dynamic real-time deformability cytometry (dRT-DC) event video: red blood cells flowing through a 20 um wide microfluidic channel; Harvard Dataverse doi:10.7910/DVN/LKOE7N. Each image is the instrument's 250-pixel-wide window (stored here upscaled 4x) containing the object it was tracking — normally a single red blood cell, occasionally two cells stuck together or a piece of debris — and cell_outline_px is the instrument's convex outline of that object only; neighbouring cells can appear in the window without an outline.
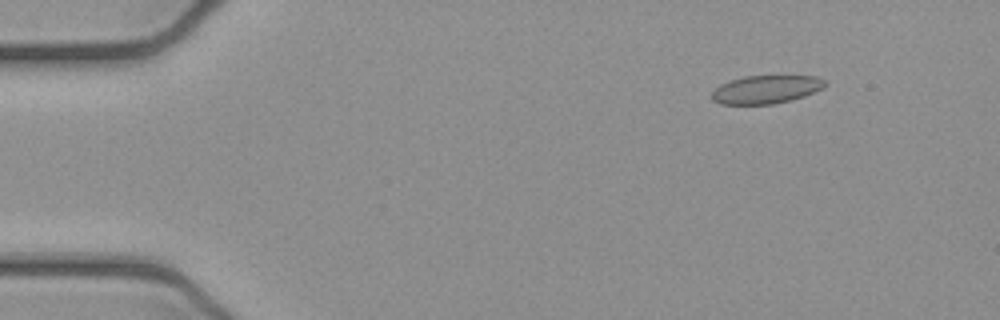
{"species": "common noctule bat (a hibernating species)", "species_latin": "Nyctalus noctula", "temperature_condition": "cold", "stored_images_in_passage": 48, "camera_frame_rate_fps": 3000, "um_per_image_px": 0.085, "animal": {"sex": "female", "body_mass_g": 21.9}, "frame": {"image": 1, "passage_image": 2, "time_ms": 0.333, "image_size_px": [1000, 320], "cell_outline_px": [[828, 84], [824, 88], [804, 96], [772, 104], [720, 104], [712, 100], [712, 92], [720, 84], [744, 76], [816, 76], [824, 80]], "centroid_in_image_um": [65.12, 7.6], "position_along_channel_um": 19.9, "area_um2": 18.5}}
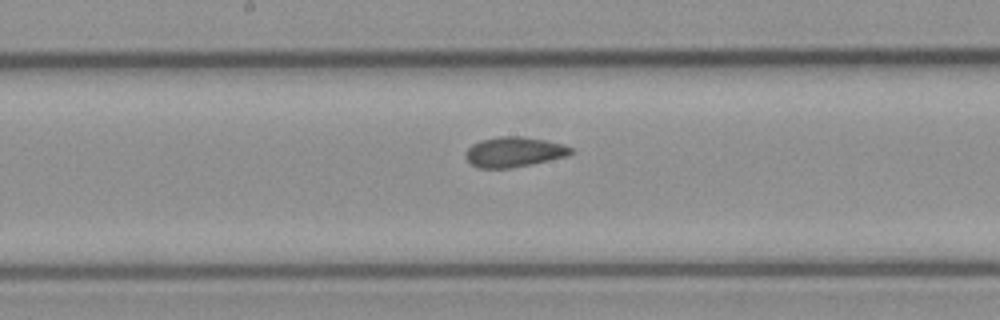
{"frame": {"image": 2, "passage_image": 23, "time_ms": 7.333, "image_size_px": [1000, 320], "cell_outline_px": [[572, 152], [568, 156], [532, 164], [512, 168], [476, 168], [464, 156], [464, 152], [472, 144], [480, 140], [496, 136], [520, 136], [544, 140], [564, 144], [572, 148]], "centroid_in_image_um": [43.66, 12.91], "position_along_channel_um": 204.5, "area_um2": 18.61}}
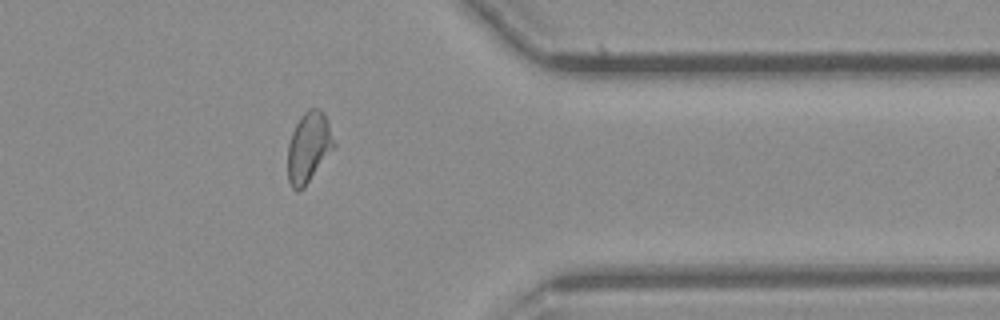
{"frame": {"image": 3, "passage_image": 38, "time_ms": 12.333, "image_size_px": [1000, 320], "cell_outline_px": [[336, 144], [304, 188], [296, 192], [292, 188], [288, 180], [288, 144], [292, 132], [300, 116], [308, 108], [316, 108], [324, 112], [328, 120]], "centroid_in_image_um": [26.23, 12.51], "position_along_channel_um": 385.2, "area_um2": 18.96}, "authors_computed_cell_mechanics": {"area_um2": 18.8428, "velocity_mm_per_s": 3.9014, "shape_relaxation_time_tau1_ms": null, "shape_relaxation_time_tau2_ms": 1.4801, "deformation_change_tau1": null, "deformation_change_tau2": 0.0832}}